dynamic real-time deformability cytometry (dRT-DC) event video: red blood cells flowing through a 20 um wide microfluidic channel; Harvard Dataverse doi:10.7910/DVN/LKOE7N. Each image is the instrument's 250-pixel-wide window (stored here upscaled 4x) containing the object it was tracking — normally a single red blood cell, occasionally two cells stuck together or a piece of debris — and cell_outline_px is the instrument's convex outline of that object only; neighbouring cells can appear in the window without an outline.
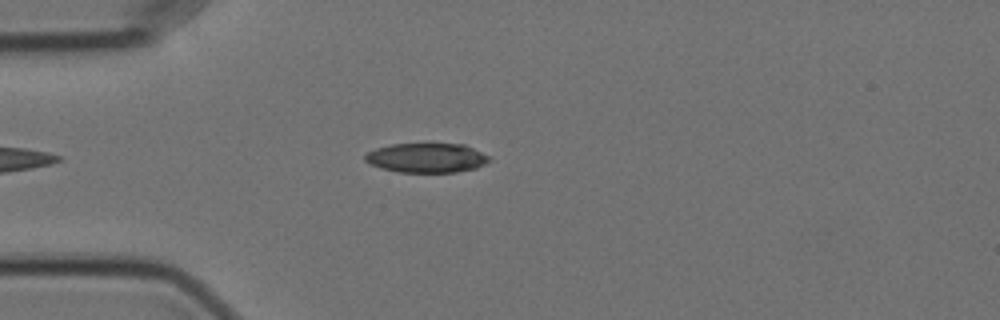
{"species": "Egyptian fruit bat (a non-hibernating species)", "species_latin": "Rousettus aegyptiacus", "temperature_condition": "cold", "stored_images_in_passage": 45, "camera_frame_rate_fps": 3000, "um_per_image_px": 0.085, "animal": {"sex": "female"}, "frame": {"image": 1, "passage_image": 7, "time_ms": 2.0, "image_size_px": [1000, 320], "cell_outline_px": [[492, 160], [476, 168], [456, 172], [400, 172], [380, 168], [364, 160], [364, 156], [368, 152], [376, 148], [392, 144], [464, 144], [488, 156]], "centroid_in_image_um": [36.26, 13.42], "position_along_channel_um": 48.7, "area_um2": 21.15}}
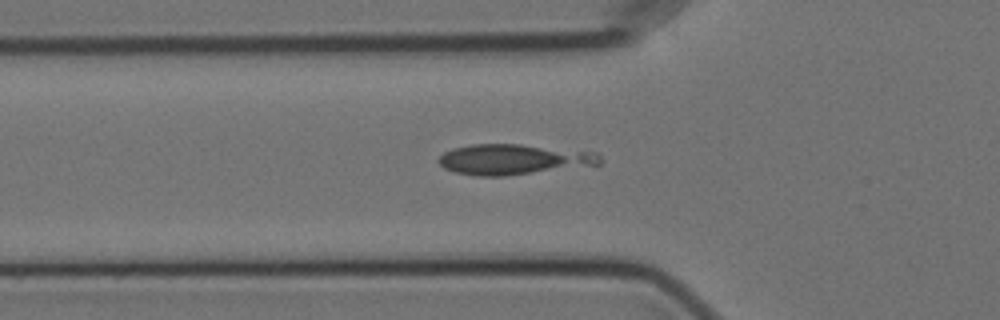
{"frame": {"image": 2, "passage_image": 11, "time_ms": 3.333, "image_size_px": [1000, 320], "cell_outline_px": [[604, 160], [600, 164], [504, 176], [476, 176], [456, 172], [444, 168], [436, 160], [444, 152], [452, 148], [472, 144], [520, 144], [596, 152]], "centroid_in_image_um": [43.63, 13.54], "position_along_channel_um": 82.2, "area_um2": 28.55}}
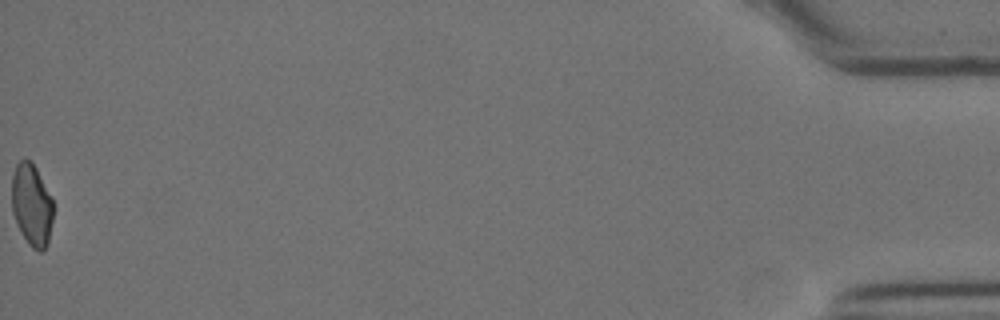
{"frame": {"image": 3, "passage_image": 45, "time_ms": 14.667, "image_size_px": [1000, 320], "cell_outline_px": [[52, 220], [48, 244], [44, 252], [40, 252], [32, 248], [28, 244], [12, 212], [12, 176], [16, 164], [20, 160], [32, 160], [52, 196]], "centroid_in_image_um": [2.71, 17.41], "position_along_channel_um": 432.5, "area_um2": 19.88}}